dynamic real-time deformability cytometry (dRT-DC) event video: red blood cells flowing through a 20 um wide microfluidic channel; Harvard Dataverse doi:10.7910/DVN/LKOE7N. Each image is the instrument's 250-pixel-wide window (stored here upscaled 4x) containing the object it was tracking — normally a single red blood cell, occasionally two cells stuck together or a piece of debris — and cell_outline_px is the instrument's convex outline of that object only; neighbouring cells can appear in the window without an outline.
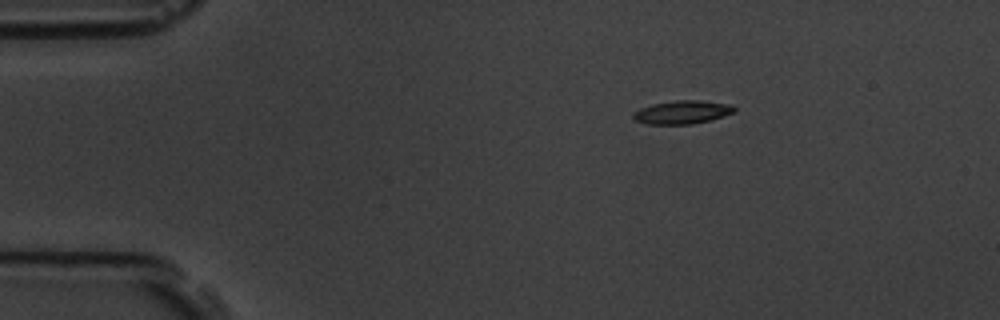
{"species": "common noctule bat (a hibernating species)", "species_latin": "Nyctalus noctula", "temperature_condition": "room temperature", "stored_images_in_passage": 3, "camera_frame_rate_fps": 3000, "um_per_image_px": 0.085, "animal": {"sex": "male", "body_mass_g": 19.5, "forearm_length_mm": 54.6}, "frame": {"image": 1, "passage_image": 1, "time_ms": 0.0, "image_size_px": [1000, 320], "cell_outline_px": [[736, 112], [712, 120], [692, 124], [648, 124], [636, 120], [632, 116], [632, 112], [640, 108], [652, 104], [676, 100], [700, 100], [732, 104], [736, 108]], "centroid_in_image_um": [58.03, 9.53], "position_along_channel_um": 27.0, "area_um2": 13.93}}